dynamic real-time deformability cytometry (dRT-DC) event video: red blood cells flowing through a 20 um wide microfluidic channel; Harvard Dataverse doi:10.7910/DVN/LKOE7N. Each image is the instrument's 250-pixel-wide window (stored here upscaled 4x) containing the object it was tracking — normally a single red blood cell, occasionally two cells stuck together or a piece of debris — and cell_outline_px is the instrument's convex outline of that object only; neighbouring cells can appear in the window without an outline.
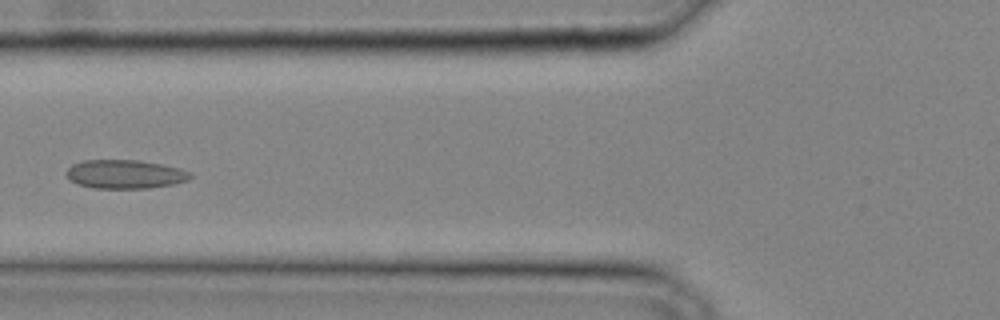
{"species": "common noctule bat (a hibernating species)", "species_latin": "Nyctalus noctula", "temperature_condition": "cold", "stored_images_in_passage": 31, "camera_frame_rate_fps": 3000, "um_per_image_px": 0.085, "animal": {"sex": "male", "body_mass_g": 20.4}, "frame": {"image": 1, "passage_image": 10, "time_ms": 3.0, "image_size_px": [1000, 320], "cell_outline_px": [[192, 176], [188, 180], [172, 184], [148, 188], [92, 188], [76, 184], [64, 172], [72, 164], [84, 160], [140, 160], [180, 168], [192, 172]], "centroid_in_image_um": [10.62, 14.8], "position_along_channel_um": 115.2, "area_um2": 20.81}}
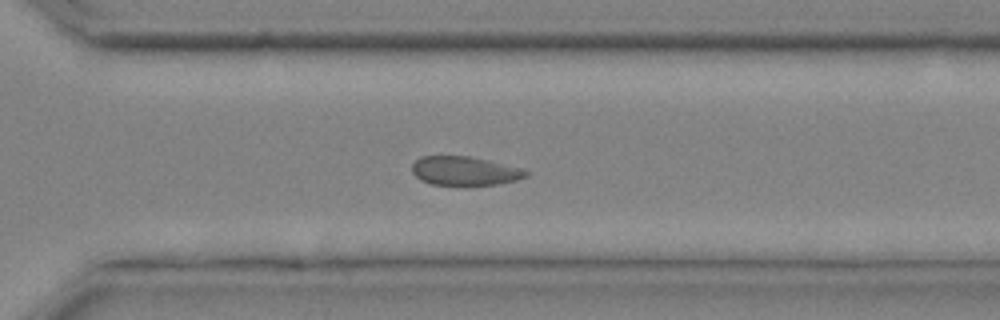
{"frame": {"image": 2, "passage_image": 22, "time_ms": 7.0, "image_size_px": [1000, 320], "cell_outline_px": [[528, 176], [516, 180], [496, 184], [432, 184], [420, 180], [412, 172], [412, 164], [420, 156], [472, 156], [520, 168], [528, 172]], "centroid_in_image_um": [39.47, 14.51], "position_along_channel_um": 331.1, "area_um2": 18.9}}
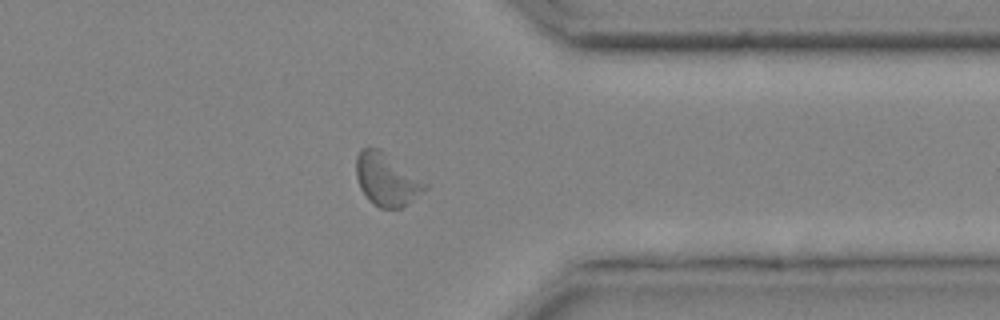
{"frame": {"image": 3, "passage_image": 25, "time_ms": 8.0, "image_size_px": [1000, 320], "cell_outline_px": [[428, 188], [400, 208], [380, 208], [368, 200], [360, 188], [356, 176], [356, 156], [360, 148], [380, 148], [428, 184]], "centroid_in_image_um": [32.84, 15.24], "position_along_channel_um": 378.6, "area_um2": 20.92}}